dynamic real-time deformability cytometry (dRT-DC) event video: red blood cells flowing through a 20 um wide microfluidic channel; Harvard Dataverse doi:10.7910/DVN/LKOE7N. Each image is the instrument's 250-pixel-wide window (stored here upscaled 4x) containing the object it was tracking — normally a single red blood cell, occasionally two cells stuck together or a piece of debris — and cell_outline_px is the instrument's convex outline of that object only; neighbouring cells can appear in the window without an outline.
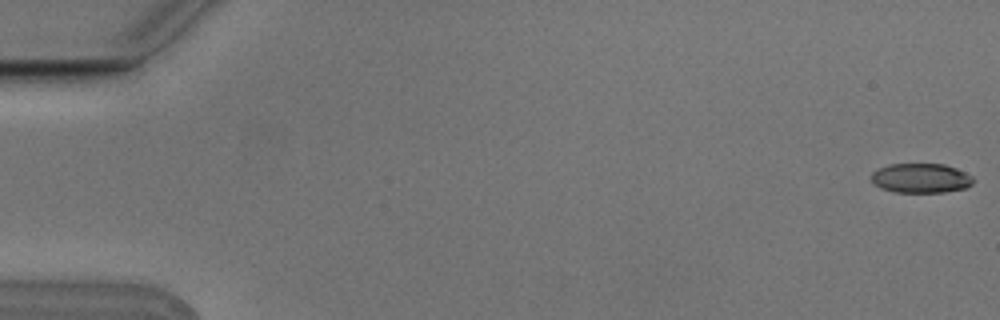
{"species": "Egyptian fruit bat (a non-hibernating species)", "species_latin": "Rousettus aegyptiacus", "temperature_condition": "cold", "stored_images_in_passage": 10, "camera_frame_rate_fps": 3000, "um_per_image_px": 0.085, "animal": {"sex": "male"}, "frame": {"image": 1, "passage_image": 1, "time_ms": 0.0, "image_size_px": [1000, 320], "cell_outline_px": [[976, 180], [968, 188], [944, 192], [896, 192], [880, 188], [872, 180], [872, 172], [888, 164], [944, 164], [956, 168], [972, 176]], "centroid_in_image_um": [78.32, 15.14], "position_along_channel_um": 6.7, "area_um2": 17.57}}
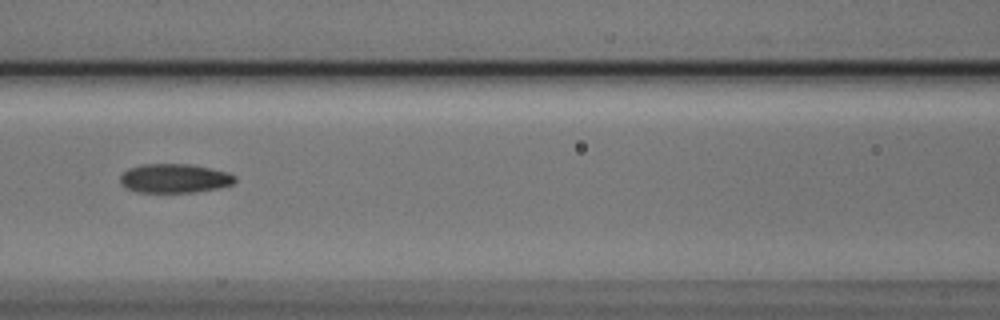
{"frame": {"image": 2, "passage_image": 7, "time_ms": 2.0, "image_size_px": [1000, 320], "cell_outline_px": [[236, 180], [232, 184], [216, 188], [196, 192], [136, 192], [120, 184], [120, 176], [128, 168], [140, 164], [192, 164], [228, 172], [236, 176]], "centroid_in_image_um": [14.82, 15.15], "position_along_channel_um": 151.8, "area_um2": 19.48}}
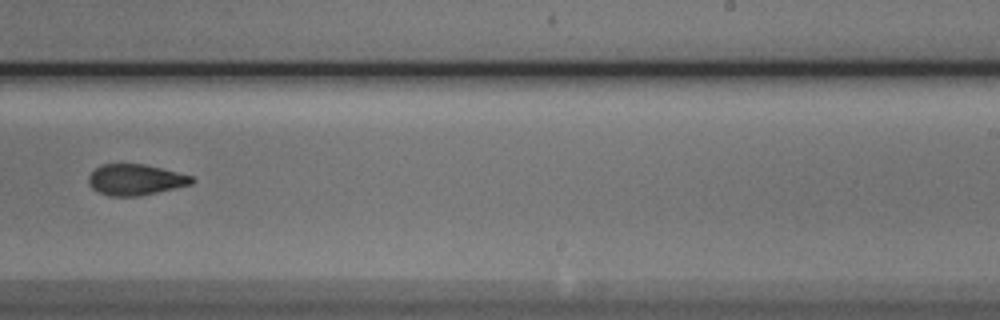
{"frame": {"image": 3, "passage_image": 10, "time_ms": 3.0, "image_size_px": [1000, 320], "cell_outline_px": [[196, 180], [192, 184], [140, 196], [108, 196], [96, 192], [88, 184], [88, 176], [96, 168], [104, 164], [144, 164], [192, 176]], "centroid_in_image_um": [11.49, 15.29], "position_along_channel_um": 277.5, "area_um2": 18.61}}